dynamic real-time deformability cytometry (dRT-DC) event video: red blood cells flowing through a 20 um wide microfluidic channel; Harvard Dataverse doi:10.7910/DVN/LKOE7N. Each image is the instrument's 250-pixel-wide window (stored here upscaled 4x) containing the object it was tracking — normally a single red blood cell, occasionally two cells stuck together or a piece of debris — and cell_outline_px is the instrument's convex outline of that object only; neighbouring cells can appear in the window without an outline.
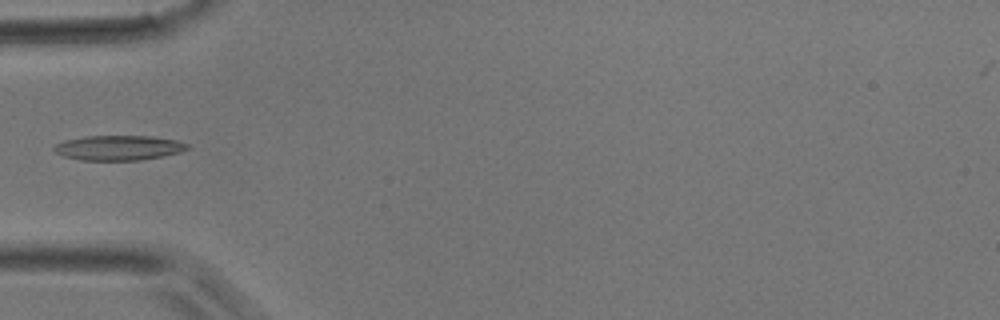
{"species": "common noctule bat (a hibernating species)", "species_latin": "Nyctalus noctula", "temperature_condition": "room temperature", "stored_images_in_passage": 2, "camera_frame_rate_fps": 3000, "um_per_image_px": 0.085, "animal": {"sex": "male", "body_mass_g": 17.9}, "frame": {"image": 1, "passage_image": 2, "time_ms": 0.333, "image_size_px": [1000, 320], "cell_outline_px": [[188, 148], [180, 152], [140, 160], [80, 160], [64, 156], [56, 152], [52, 148], [56, 144], [64, 140], [84, 136], [152, 136], [176, 140], [188, 144]], "centroid_in_image_um": [10.05, 12.55], "position_along_channel_um": 75.0, "area_um2": 19.19}}